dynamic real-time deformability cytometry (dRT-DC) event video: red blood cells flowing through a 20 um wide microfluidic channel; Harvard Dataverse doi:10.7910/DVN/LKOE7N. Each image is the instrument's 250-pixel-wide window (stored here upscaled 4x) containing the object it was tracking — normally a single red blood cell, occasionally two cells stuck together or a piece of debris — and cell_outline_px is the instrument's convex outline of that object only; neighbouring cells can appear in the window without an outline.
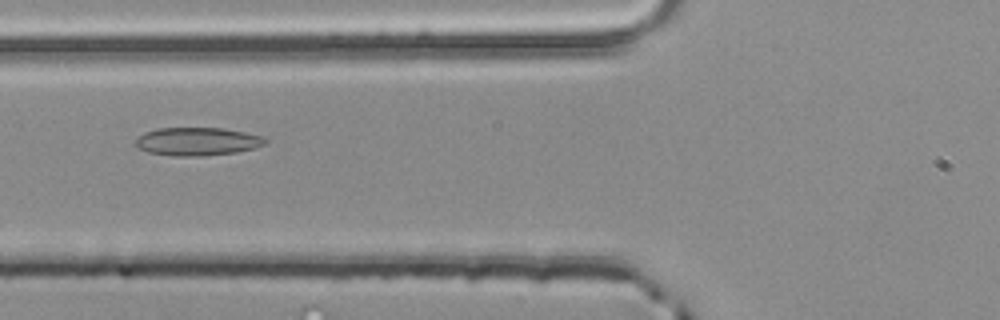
{"species": "common noctule bat (a hibernating species)", "species_latin": "Nyctalus noctula", "temperature_condition": "room temperature", "stored_images_in_passage": 3, "camera_frame_rate_fps": 3000, "um_per_image_px": 0.085, "animal": {"sex": "male", "body_mass_g": 20.4}, "frame": {"image": 1, "passage_image": 3, "time_ms": 0.667, "image_size_px": [1000, 320], "cell_outline_px": [[268, 144], [256, 148], [236, 152], [200, 156], [172, 156], [148, 152], [136, 148], [132, 144], [144, 132], [156, 128], [224, 128], [264, 136], [268, 140]], "centroid_in_image_um": [16.78, 12.03], "position_along_channel_um": 109.0, "area_um2": 21.62}}